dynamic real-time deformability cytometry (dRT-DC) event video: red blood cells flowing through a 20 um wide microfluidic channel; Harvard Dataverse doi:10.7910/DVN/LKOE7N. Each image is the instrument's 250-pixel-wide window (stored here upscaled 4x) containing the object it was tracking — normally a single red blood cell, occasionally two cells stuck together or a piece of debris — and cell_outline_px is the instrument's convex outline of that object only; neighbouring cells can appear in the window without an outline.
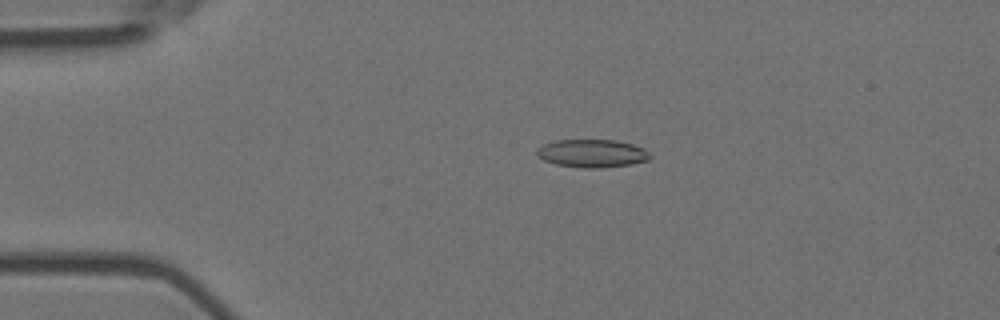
{"species": "Egyptian fruit bat (a non-hibernating species)", "species_latin": "Rousettus aegyptiacus", "temperature_condition": "room temperature", "stored_images_in_passage": 55, "camera_frame_rate_fps": 3000, "um_per_image_px": 0.085, "animal": {"sex": "female"}, "frame": {"image": 1, "passage_image": 12, "time_ms": 3.667, "image_size_px": [1000, 320], "cell_outline_px": [[652, 156], [648, 160], [632, 164], [600, 168], [584, 168], [556, 164], [544, 160], [536, 156], [536, 148], [544, 144], [556, 140], [616, 140], [632, 144], [644, 148]], "centroid_in_image_um": [50.32, 13.04], "position_along_channel_um": 34.7, "area_um2": 18.55}}
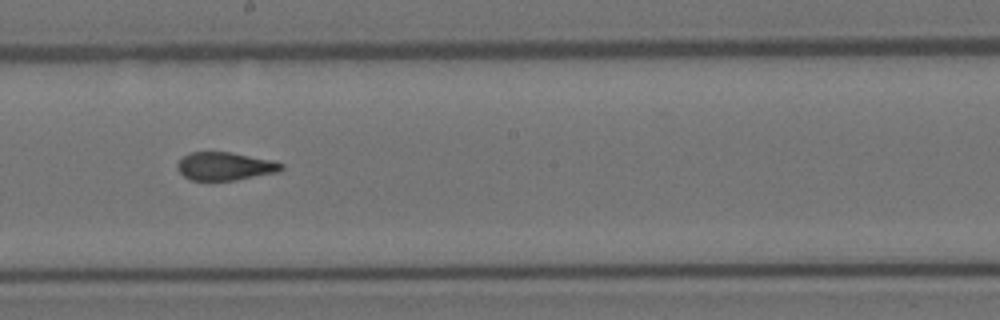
{"frame": {"image": 2, "passage_image": 31, "time_ms": 10.0, "image_size_px": [1000, 320], "cell_outline_px": [[284, 168], [280, 172], [236, 180], [192, 180], [184, 176], [176, 168], [176, 164], [184, 156], [192, 152], [232, 152], [272, 160], [284, 164]], "centroid_in_image_um": [19.16, 14.13], "position_along_channel_um": 229.0, "area_um2": 17.11}}
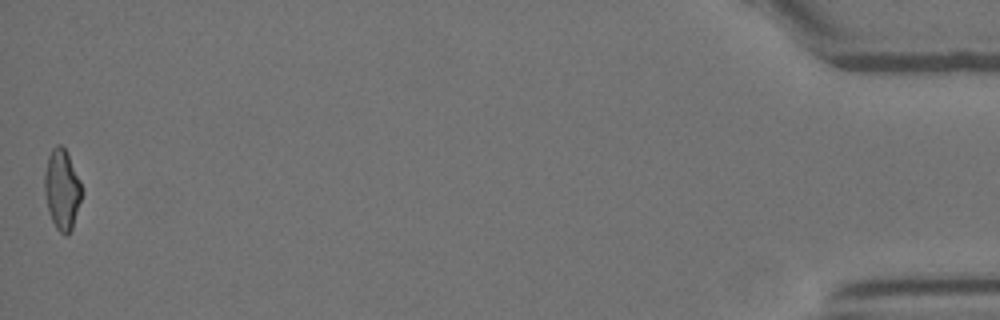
{"frame": {"image": 3, "passage_image": 55, "time_ms": 18.0, "image_size_px": [1000, 320], "cell_outline_px": [[80, 200], [72, 228], [68, 236], [64, 236], [56, 228], [52, 220], [48, 208], [44, 192], [44, 172], [48, 156], [52, 148], [56, 144], [60, 144], [68, 152], [80, 180]], "centroid_in_image_um": [5.25, 16.07], "position_along_channel_um": 430.0, "area_um2": 17.28}, "authors_computed_cell_mechanics": {"area_um2": 17.8024, "velocity_mm_per_s": 3.7042, "shape_relaxation_time_tau1_ms": 10.1185, "shape_relaxation_time_tau2_ms": 1.0677, "deformation_change_tau1": 0.2557, "deformation_change_tau2": 0.0804}}